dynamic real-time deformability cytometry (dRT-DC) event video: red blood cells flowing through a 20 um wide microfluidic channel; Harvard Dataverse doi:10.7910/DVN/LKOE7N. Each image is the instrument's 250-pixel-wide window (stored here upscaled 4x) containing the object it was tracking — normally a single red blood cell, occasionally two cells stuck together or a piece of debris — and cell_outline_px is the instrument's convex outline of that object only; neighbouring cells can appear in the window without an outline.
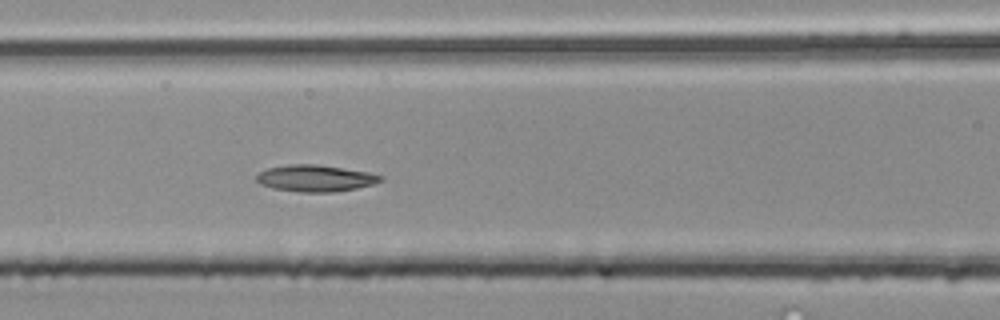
{"species": "common noctule bat (a hibernating species)", "species_latin": "Nyctalus noctula", "temperature_condition": "room temperature", "stored_images_in_passage": 43, "camera_frame_rate_fps": 3000, "um_per_image_px": 0.085, "animal": {"sex": "male", "body_mass_g": 20.4}, "frame": {"image": 1, "passage_image": 13, "time_ms": 4.0, "image_size_px": [1000, 320], "cell_outline_px": [[384, 180], [372, 184], [356, 188], [336, 192], [300, 192], [272, 188], [260, 184], [256, 180], [256, 176], [260, 172], [268, 168], [288, 164], [316, 164], [368, 172], [384, 176]], "centroid_in_image_um": [26.81, 15.15], "position_along_channel_um": 139.8, "area_um2": 19.25}}
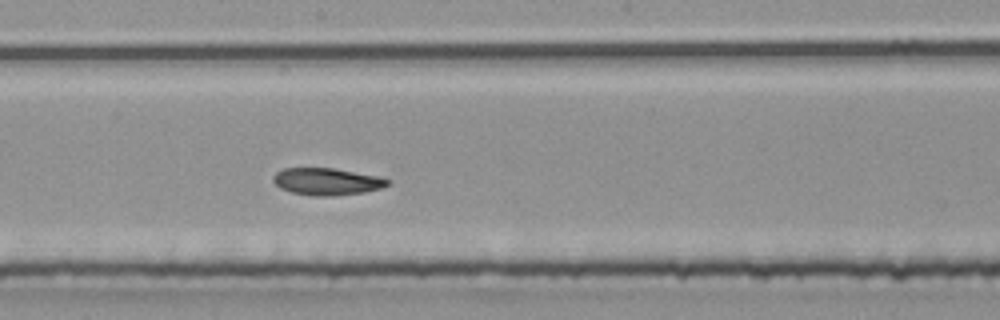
{"frame": {"image": 2, "passage_image": 19, "time_ms": 6.0, "image_size_px": [1000, 320], "cell_outline_px": [[392, 180], [388, 184], [380, 188], [364, 192], [332, 196], [312, 196], [292, 192], [280, 188], [272, 180], [272, 176], [276, 172], [284, 168], [332, 168], [376, 176]], "centroid_in_image_um": [27.74, 15.43], "position_along_channel_um": 220.5, "area_um2": 17.92}, "authors_computed_cell_mechanics": {"area_um2": 18.496, "velocity_mm_per_s": 4.0376, "shape_relaxation_time_tau1_ms": 5.5296, "shape_relaxation_time_tau2_ms": 3.1173, "deformation_change_tau1": 0.1266, "deformation_change_tau2": 0.0854}}